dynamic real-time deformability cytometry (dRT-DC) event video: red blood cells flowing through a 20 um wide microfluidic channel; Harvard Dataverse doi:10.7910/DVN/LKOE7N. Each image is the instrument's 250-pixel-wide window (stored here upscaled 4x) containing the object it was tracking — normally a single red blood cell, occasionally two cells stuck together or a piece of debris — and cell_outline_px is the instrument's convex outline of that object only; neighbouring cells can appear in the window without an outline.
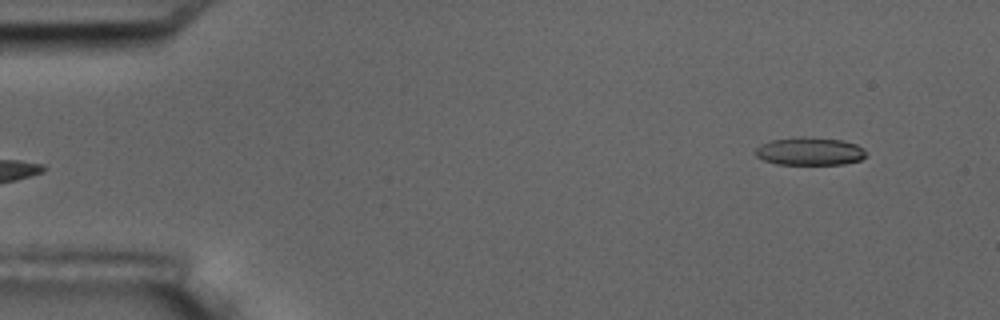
{"species": "common noctule bat (a hibernating species)", "species_latin": "Nyctalus noctula", "temperature_condition": "room temperature", "stored_images_in_passage": 6, "camera_frame_rate_fps": 3000, "um_per_image_px": 0.085, "animal": {"sex": "male", "body_mass_g": 17.5, "forearm_length_mm": 52.3}, "frame": {"image": 1, "passage_image": 1, "time_ms": 0.0, "image_size_px": [1000, 320], "cell_outline_px": [[868, 156], [860, 160], [844, 164], [776, 164], [764, 160], [756, 156], [756, 148], [760, 144], [772, 140], [800, 136], [840, 140], [856, 144], [864, 148]], "centroid_in_image_um": [68.85, 12.86], "position_along_channel_um": 16.2, "area_um2": 18.03}}
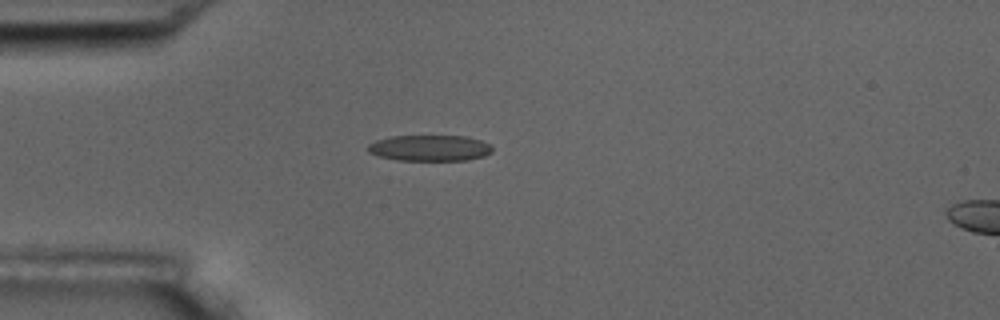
{"frame": {"image": 2, "passage_image": 4, "time_ms": 3.333, "image_size_px": [1000, 320], "cell_outline_px": [[492, 152], [484, 156], [468, 160], [396, 160], [380, 156], [368, 152], [368, 144], [376, 140], [388, 136], [464, 136], [480, 140], [492, 144]], "centroid_in_image_um": [36.54, 12.58], "position_along_channel_um": 48.5, "area_um2": 18.9}}